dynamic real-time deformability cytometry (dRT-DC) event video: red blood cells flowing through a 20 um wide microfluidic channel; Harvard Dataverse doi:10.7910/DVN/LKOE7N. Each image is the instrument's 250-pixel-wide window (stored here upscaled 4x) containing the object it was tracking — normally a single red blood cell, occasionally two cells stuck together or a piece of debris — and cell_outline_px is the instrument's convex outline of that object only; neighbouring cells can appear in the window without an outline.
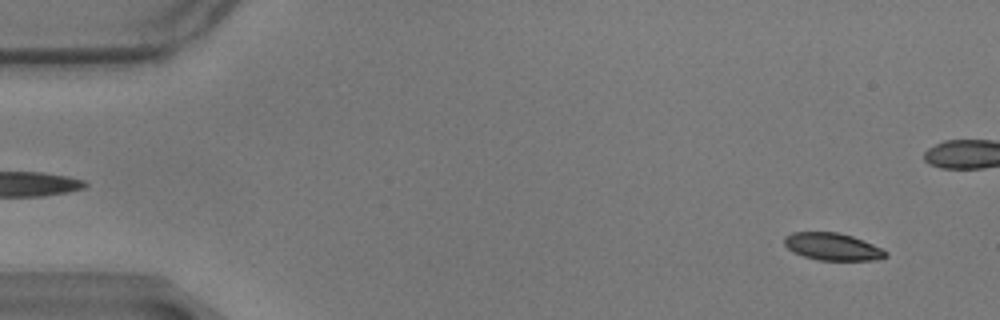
{"species": "common noctule bat (a hibernating species)", "species_latin": "Nyctalus noctula", "temperature_condition": "warm", "stored_images_in_passage": 59, "camera_frame_rate_fps": 3000, "um_per_image_px": 0.085, "animal": {"sex": "male", "body_mass_g": 17.9}, "frame": {"image": 1, "passage_image": 4, "time_ms": 1.0, "image_size_px": [1000, 320], "cell_outline_px": [[888, 256], [872, 260], [820, 260], [804, 256], [792, 252], [784, 244], [784, 236], [792, 232], [840, 232], [852, 236], [872, 244], [888, 252]], "centroid_in_image_um": [70.73, 20.96], "position_along_channel_um": 14.3, "area_um2": 16.07}}
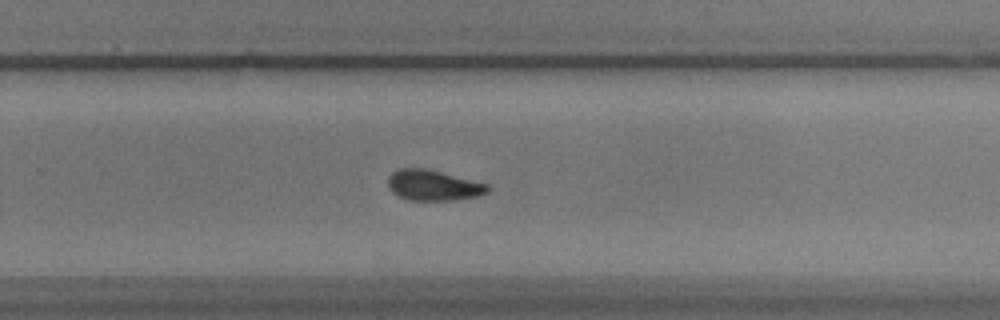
{"frame": {"image": 2, "passage_image": 38, "time_ms": 12.333, "image_size_px": [1000, 320], "cell_outline_px": [[488, 192], [476, 196], [452, 200], [408, 200], [392, 192], [388, 188], [388, 176], [396, 168], [424, 168], [488, 184]], "centroid_in_image_um": [36.77, 15.74], "position_along_channel_um": 293.0, "area_um2": 17.57}}
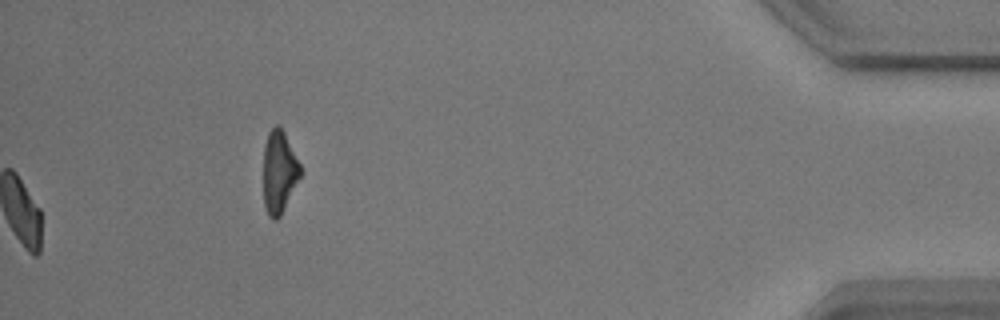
{"frame": {"image": 3, "passage_image": 59, "time_ms": 19.333, "image_size_px": [1000, 320], "cell_outline_px": [[304, 172], [280, 216], [276, 220], [272, 220], [268, 216], [264, 204], [264, 144], [268, 132], [276, 124], [280, 124]], "centroid_in_image_um": [23.74, 14.61], "position_along_channel_um": 411.5, "area_um2": 18.03}, "authors_computed_cell_mechanics": {"area_um2": 17.6868, "velocity_mm_per_s": 3.441, "shape_relaxation_time_tau1_ms": 5.1407, "shape_relaxation_time_tau2_ms": 3.9775, "deformation_change_tau1": 0.1297, "deformation_change_tau2": 0.0951}}